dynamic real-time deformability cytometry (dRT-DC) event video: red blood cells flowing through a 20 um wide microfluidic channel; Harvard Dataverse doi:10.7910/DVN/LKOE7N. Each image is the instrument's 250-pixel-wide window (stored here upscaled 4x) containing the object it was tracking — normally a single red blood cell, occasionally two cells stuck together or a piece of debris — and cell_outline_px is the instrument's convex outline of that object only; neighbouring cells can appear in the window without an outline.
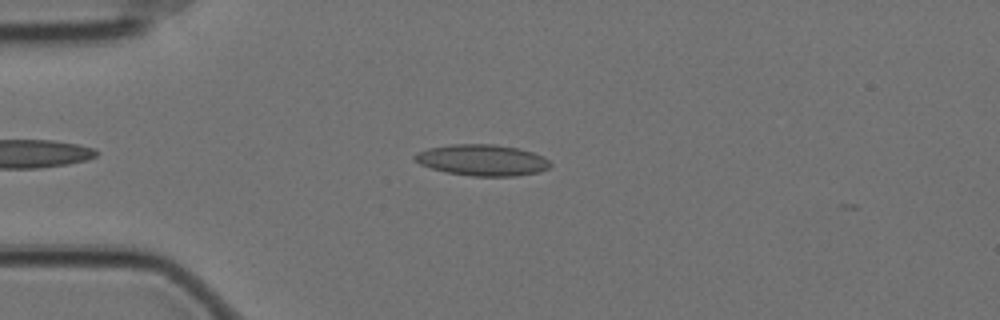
{"species": "Egyptian fruit bat (a non-hibernating species)", "species_latin": "Rousettus aegyptiacus", "temperature_condition": "cold", "stored_images_in_passage": 11, "camera_frame_rate_fps": 3000, "um_per_image_px": 0.085, "animal": {"sex": "female"}, "frame": {"image": 1, "passage_image": 9, "time_ms": 2.667, "image_size_px": [1000, 320], "cell_outline_px": [[552, 164], [548, 168], [540, 172], [516, 176], [472, 176], [448, 172], [432, 168], [420, 164], [412, 156], [416, 152], [428, 148], [452, 144], [496, 144], [516, 148], [532, 152], [544, 156]], "centroid_in_image_um": [41.0, 13.6], "position_along_channel_um": 44.0, "area_um2": 24.62}}